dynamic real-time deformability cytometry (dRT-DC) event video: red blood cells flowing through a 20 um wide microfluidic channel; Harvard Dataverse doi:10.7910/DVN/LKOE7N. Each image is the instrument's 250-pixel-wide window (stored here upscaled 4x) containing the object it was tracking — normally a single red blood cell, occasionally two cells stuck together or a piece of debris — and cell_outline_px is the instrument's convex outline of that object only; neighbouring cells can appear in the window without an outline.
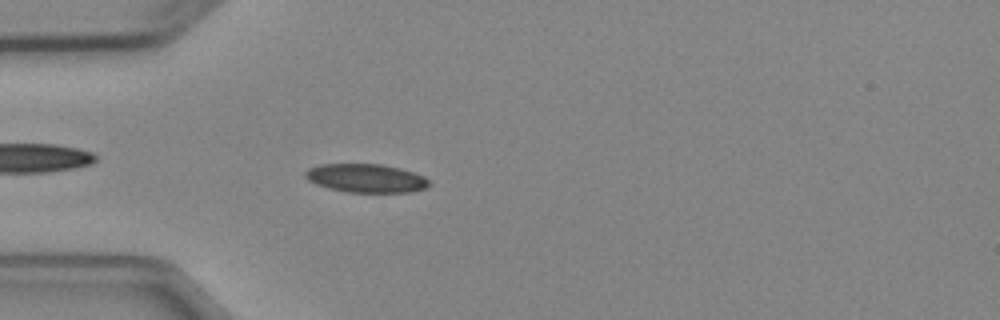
{"species": "Egyptian fruit bat (a non-hibernating species)", "species_latin": "Rousettus aegyptiacus", "temperature_condition": "cold", "stored_images_in_passage": 5, "camera_frame_rate_fps": 3000, "um_per_image_px": 0.085, "animal": {"sex": "female"}, "frame": {"image": 1, "passage_image": 5, "time_ms": 4.667, "image_size_px": [1000, 320], "cell_outline_px": [[432, 184], [424, 188], [412, 192], [348, 192], [328, 188], [316, 184], [308, 180], [304, 176], [304, 172], [308, 168], [320, 164], [380, 164], [400, 168], [424, 176]], "centroid_in_image_um": [31.1, 15.14], "position_along_channel_um": 53.9, "area_um2": 20.63}}